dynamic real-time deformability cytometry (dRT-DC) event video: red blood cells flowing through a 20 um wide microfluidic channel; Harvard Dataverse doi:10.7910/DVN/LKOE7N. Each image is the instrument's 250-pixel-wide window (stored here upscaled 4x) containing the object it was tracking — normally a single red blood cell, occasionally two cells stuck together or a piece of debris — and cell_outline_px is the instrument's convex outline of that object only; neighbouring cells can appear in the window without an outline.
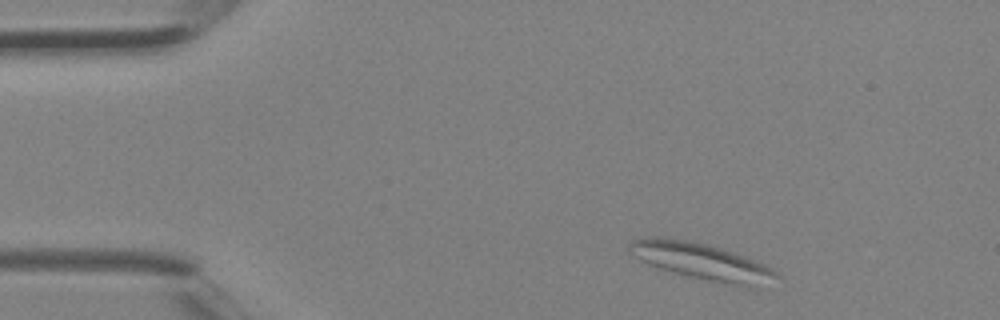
{"species": "Egyptian fruit bat (a non-hibernating species)", "species_latin": "Rousettus aegyptiacus", "temperature_condition": "room temperature", "stored_images_in_passage": 3, "camera_frame_rate_fps": 3000, "um_per_image_px": 0.085, "animal": {"sex": "female"}, "frame": {"image": 1, "passage_image": 1, "time_ms": 0.0, "image_size_px": [1000, 320], "cell_outline_px": [[780, 276], [760, 288], [748, 288], [688, 276], [660, 268], [648, 264], [640, 260], [628, 252], [628, 248], [632, 240], [648, 236], [668, 236], [708, 244], [756, 260], [772, 268]], "centroid_in_image_um": [59.66, 22.21], "position_along_channel_um": 25.3, "area_um2": 31.73}}